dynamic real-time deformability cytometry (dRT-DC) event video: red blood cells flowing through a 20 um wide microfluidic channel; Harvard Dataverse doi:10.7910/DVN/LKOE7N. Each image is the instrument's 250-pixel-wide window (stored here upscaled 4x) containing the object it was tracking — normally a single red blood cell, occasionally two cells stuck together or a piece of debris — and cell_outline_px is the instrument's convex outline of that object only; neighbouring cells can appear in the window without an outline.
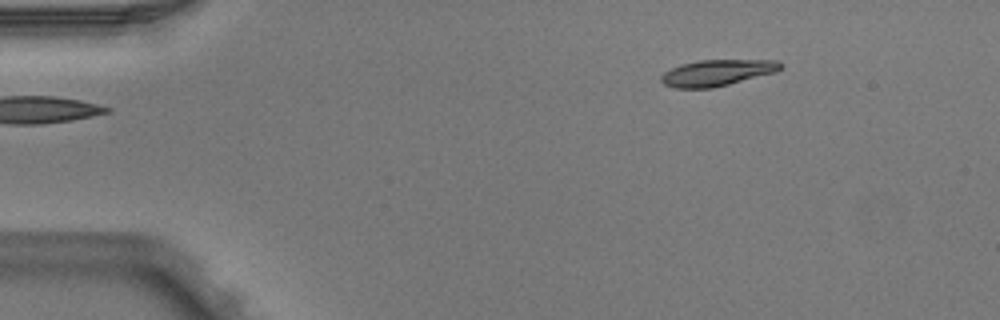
{"species": "Egyptian fruit bat (a non-hibernating species)", "species_latin": "Rousettus aegyptiacus", "temperature_condition": "warm", "stored_images_in_passage": 5, "camera_frame_rate_fps": 3000, "um_per_image_px": 0.085, "animal": {"sex": "male"}, "frame": {"image": 1, "passage_image": 5, "time_ms": 1.333, "image_size_px": [1000, 320], "cell_outline_px": [[784, 68], [776, 72], [712, 88], [676, 88], [664, 84], [660, 80], [660, 76], [664, 72], [680, 64], [700, 60], [776, 60], [784, 64]], "centroid_in_image_um": [60.97, 6.18], "position_along_channel_um": 24.0, "area_um2": 18.26}}